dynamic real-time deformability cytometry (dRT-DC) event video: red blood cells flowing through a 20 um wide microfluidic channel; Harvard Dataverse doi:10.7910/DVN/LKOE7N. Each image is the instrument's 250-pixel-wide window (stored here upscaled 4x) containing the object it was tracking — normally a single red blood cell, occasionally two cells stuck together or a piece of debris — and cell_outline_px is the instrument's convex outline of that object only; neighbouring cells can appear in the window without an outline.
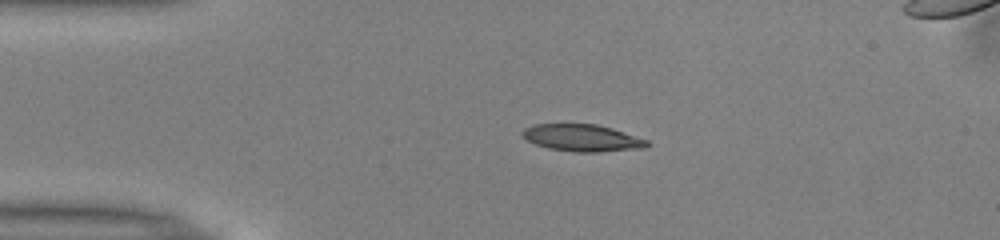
{"species": "common noctule bat (a hibernating species)", "species_latin": "Nyctalus noctula", "temperature_condition": "warm", "stored_images_in_passage": 42, "camera_frame_rate_fps": 3000, "um_per_image_px": 0.085, "animal": {"sex": "male", "body_mass_g": 13.0, "forearm_length_mm": 53.1}, "frame": {"image": 1, "passage_image": 1, "time_ms": 0.0, "image_size_px": [1000, 240], "cell_outline_px": [[648, 144], [644, 148], [600, 152], [576, 152], [548, 148], [536, 144], [528, 140], [520, 132], [524, 128], [532, 124], [596, 124], [612, 128], [648, 140]], "centroid_in_image_um": [49.48, 11.72], "position_along_channel_um": 35.5, "area_um2": 19.54}}
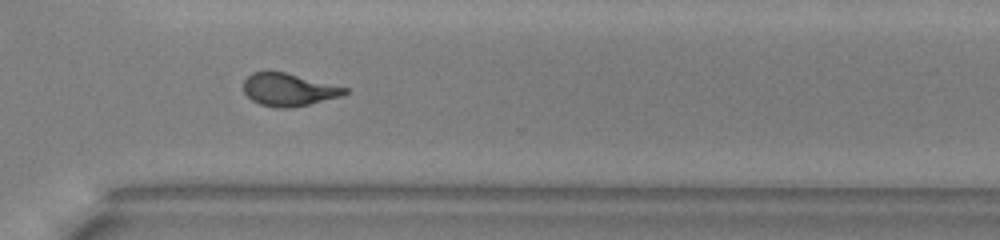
{"frame": {"image": 2, "passage_image": 27, "time_ms": 8.667, "image_size_px": [1000, 240], "cell_outline_px": [[348, 92], [340, 96], [292, 108], [276, 108], [260, 104], [252, 100], [244, 92], [244, 80], [252, 72], [284, 72], [348, 88]], "centroid_in_image_um": [24.51, 7.63], "position_along_channel_um": 346.1, "area_um2": 18.96}}
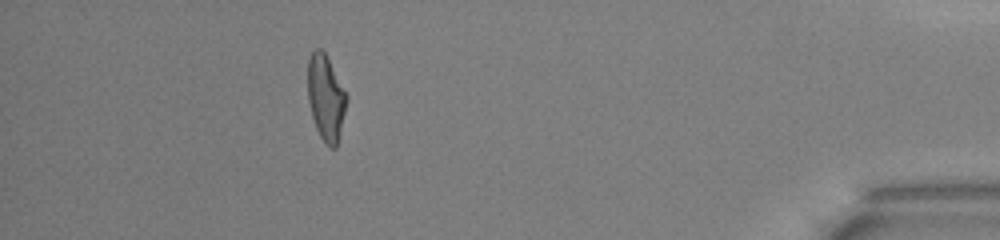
{"frame": {"image": 3, "passage_image": 36, "time_ms": 11.667, "image_size_px": [1000, 240], "cell_outline_px": [[348, 100], [336, 148], [332, 148], [324, 144], [316, 128], [312, 116], [308, 100], [308, 60], [312, 52], [316, 48], [320, 48], [324, 52], [348, 96]], "centroid_in_image_um": [27.7, 8.33], "position_along_channel_um": 407.5, "area_um2": 19.25}, "authors_computed_cell_mechanics": {"area_um2": 19.7098, "velocity_mm_per_s": 3.9895, "shape_relaxation_time_tau1_ms": 5.4597, "shape_relaxation_time_tau2_ms": 1.6044, "deformation_change_tau1": 0.2192, "deformation_change_tau2": 0.0905}}